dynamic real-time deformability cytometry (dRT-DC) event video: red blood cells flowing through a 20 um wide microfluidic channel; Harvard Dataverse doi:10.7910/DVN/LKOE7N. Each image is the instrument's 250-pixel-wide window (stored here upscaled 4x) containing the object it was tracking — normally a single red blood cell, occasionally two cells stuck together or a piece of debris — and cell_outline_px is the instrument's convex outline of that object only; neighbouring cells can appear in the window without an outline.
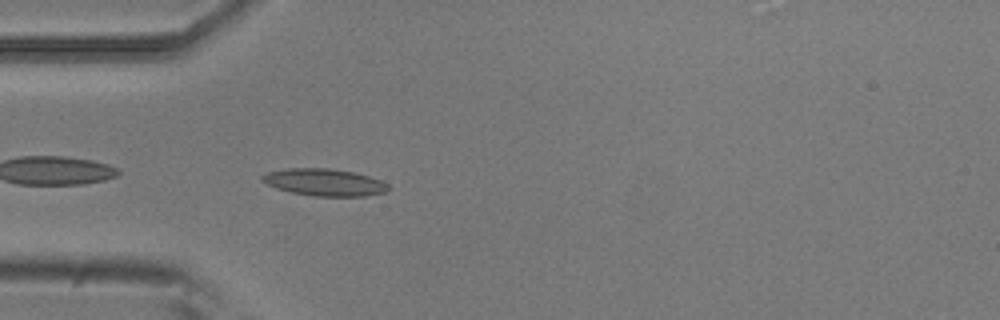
{"species": "common noctule bat (a hibernating species)", "species_latin": "Nyctalus noctula", "temperature_condition": "room temperature", "stored_images_in_passage": 40, "camera_frame_rate_fps": 3000, "um_per_image_px": 0.085, "animal": {"sex": "male", "body_mass_g": 20.5, "forearm_length_mm": 52.5}, "frame": {"image": 1, "passage_image": 2, "time_ms": 0.333, "image_size_px": [1000, 320], "cell_outline_px": [[388, 188], [384, 192], [364, 196], [312, 196], [292, 192], [276, 188], [260, 180], [260, 176], [268, 172], [288, 168], [328, 168], [352, 172], [368, 176], [380, 180], [388, 184]], "centroid_in_image_um": [27.53, 15.49], "position_along_channel_um": 57.5, "area_um2": 19.71}}
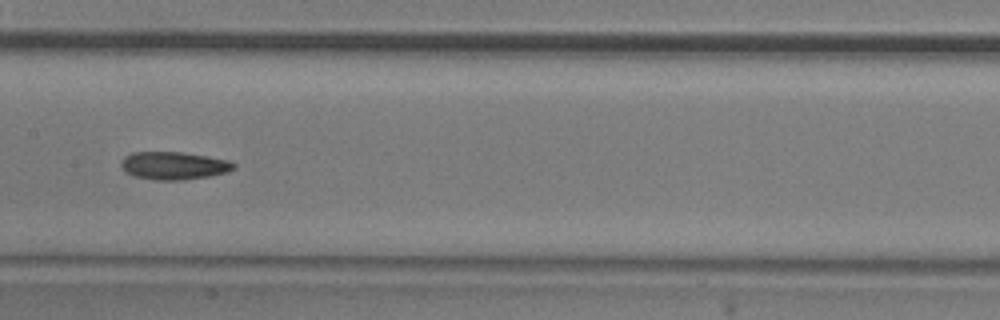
{"frame": {"image": 2, "passage_image": 13, "time_ms": 4.0, "image_size_px": [1000, 320], "cell_outline_px": [[236, 168], [228, 172], [208, 176], [184, 180], [156, 180], [132, 176], [120, 164], [124, 156], [132, 152], [180, 152], [208, 156], [228, 160], [236, 164]], "centroid_in_image_um": [14.8, 14.08], "position_along_channel_um": 192.6, "area_um2": 18.26}}
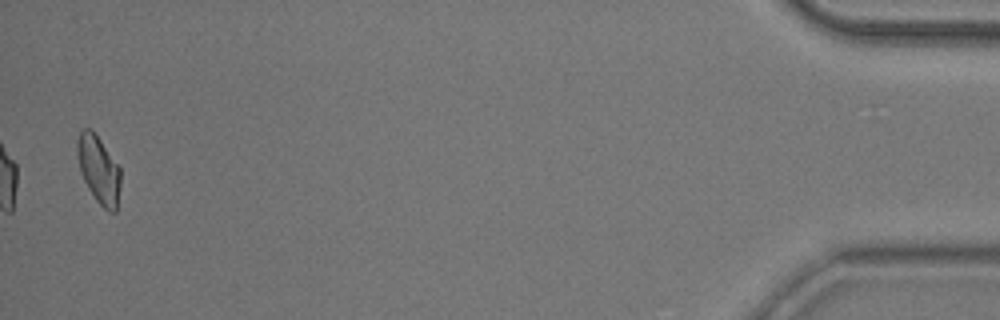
{"frame": {"image": 3, "passage_image": 39, "time_ms": 12.667, "image_size_px": [1000, 320], "cell_outline_px": [[120, 184], [116, 212], [108, 212], [96, 200], [88, 188], [80, 172], [76, 152], [76, 140], [80, 132], [84, 128], [92, 128], [120, 168]], "centroid_in_image_um": [8.37, 14.39], "position_along_channel_um": 426.8, "area_um2": 17.11}, "authors_computed_cell_mechanics": {"area_um2": 17.5712, "velocity_mm_per_s": 3.7548, "shape_relaxation_time_tau1_ms": 7.2853, "shape_relaxation_time_tau2_ms": 5.5386, "deformation_change_tau1": 0.1409, "deformation_change_tau2": 0.1306}}